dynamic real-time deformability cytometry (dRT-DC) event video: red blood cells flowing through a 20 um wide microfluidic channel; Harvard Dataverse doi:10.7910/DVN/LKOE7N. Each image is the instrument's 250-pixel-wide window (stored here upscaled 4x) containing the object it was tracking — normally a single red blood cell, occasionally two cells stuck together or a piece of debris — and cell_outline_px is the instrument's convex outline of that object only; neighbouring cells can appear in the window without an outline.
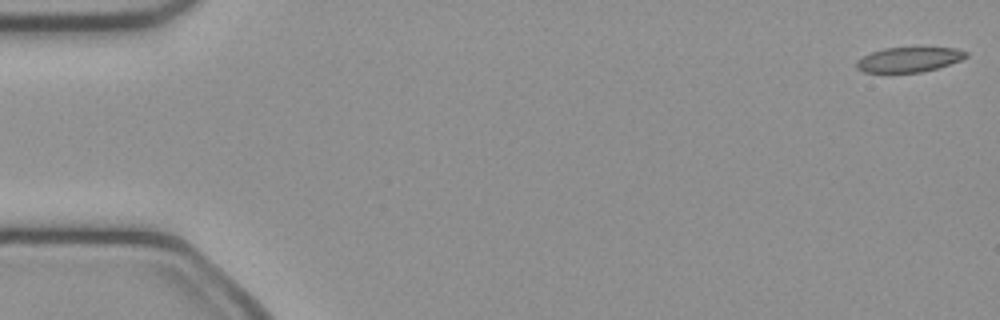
{"species": "common noctule bat (a hibernating species)", "species_latin": "Nyctalus noctula", "temperature_condition": "cold", "stored_images_in_passage": 50, "camera_frame_rate_fps": 3000, "um_per_image_px": 0.085, "animal": {"sex": "female", "body_mass_g": 21.9}, "frame": {"image": 1, "passage_image": 1, "time_ms": 0.0, "image_size_px": [1000, 320], "cell_outline_px": [[968, 56], [960, 60], [936, 68], [920, 72], [864, 72], [856, 68], [856, 60], [872, 52], [884, 48], [956, 48], [968, 52]], "centroid_in_image_um": [77.25, 5.06], "position_along_channel_um": 7.8, "area_um2": 15.61}}
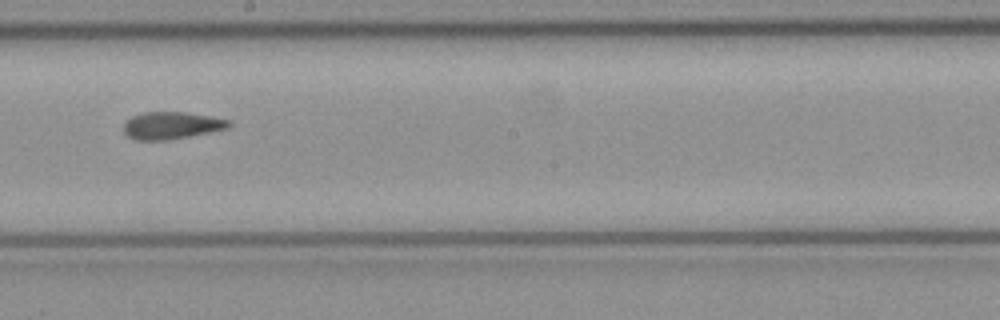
{"frame": {"image": 2, "passage_image": 28, "time_ms": 9.0, "image_size_px": [1000, 320], "cell_outline_px": [[232, 124], [228, 128], [168, 140], [136, 140], [128, 136], [124, 132], [124, 124], [132, 116], [144, 112], [184, 112], [208, 116], [228, 120]], "centroid_in_image_um": [14.55, 10.66], "position_along_channel_um": 233.7, "area_um2": 16.42}}
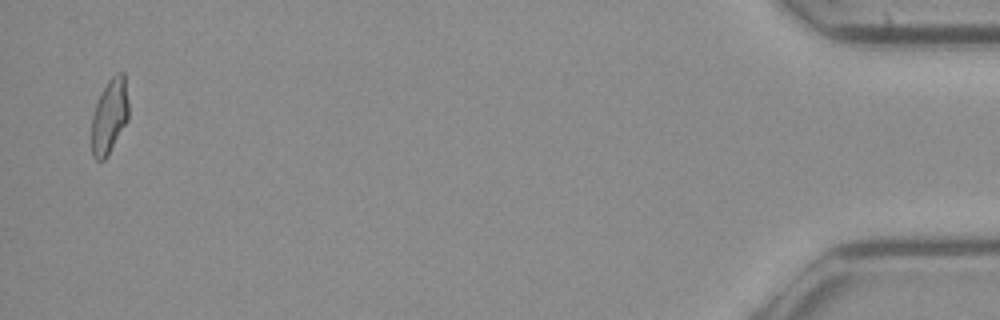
{"frame": {"image": 3, "passage_image": 49, "time_ms": 16.0, "image_size_px": [1000, 320], "cell_outline_px": [[128, 120], [108, 156], [104, 160], [96, 160], [92, 156], [92, 116], [96, 104], [108, 80], [116, 72], [124, 72], [128, 100]], "centroid_in_image_um": [9.32, 9.89], "position_along_channel_um": 425.9, "area_um2": 16.13}, "authors_computed_cell_mechanics": {"area_um2": 17.1666, "velocity_mm_per_s": 4.084, "shape_relaxation_time_tau1_ms": 7.3858, "shape_relaxation_time_tau2_ms": 1.9461, "deformation_change_tau1": 0.156, "deformation_change_tau2": 0.074}}